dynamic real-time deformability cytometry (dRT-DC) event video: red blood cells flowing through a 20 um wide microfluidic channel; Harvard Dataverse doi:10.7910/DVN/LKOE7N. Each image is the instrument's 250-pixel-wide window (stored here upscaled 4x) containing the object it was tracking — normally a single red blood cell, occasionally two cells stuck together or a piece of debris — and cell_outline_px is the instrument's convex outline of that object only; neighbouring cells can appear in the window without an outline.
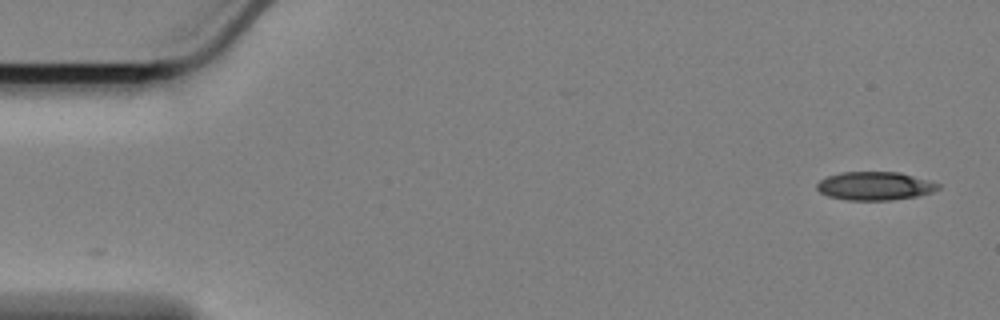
{"species": "Egyptian fruit bat (a non-hibernating species)", "species_latin": "Rousettus aegyptiacus", "temperature_condition": "cold", "stored_images_in_passage": 57, "camera_frame_rate_fps": 3000, "um_per_image_px": 0.085, "animal": {"sex": "female"}, "frame": {"image": 1, "passage_image": 1, "time_ms": 0.0, "image_size_px": [1000, 320], "cell_outline_px": [[940, 188], [932, 192], [916, 196], [888, 200], [848, 200], [828, 196], [820, 192], [816, 188], [816, 184], [820, 180], [828, 176], [840, 172], [900, 172], [940, 184]], "centroid_in_image_um": [74.34, 15.8], "position_along_channel_um": 10.7, "area_um2": 19.94}}
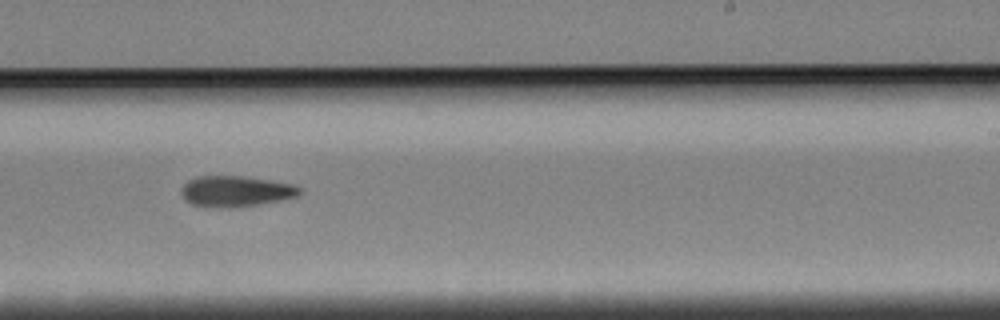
{"frame": {"image": 2, "passage_image": 34, "time_ms": 11.0, "image_size_px": [1000, 320], "cell_outline_px": [[300, 192], [296, 196], [280, 200], [260, 204], [232, 208], [204, 208], [192, 204], [184, 200], [180, 192], [180, 188], [188, 180], [196, 176], [240, 176], [268, 180], [292, 184], [300, 188]], "centroid_in_image_um": [19.94, 16.28], "position_along_channel_um": 269.1, "area_um2": 21.44}}
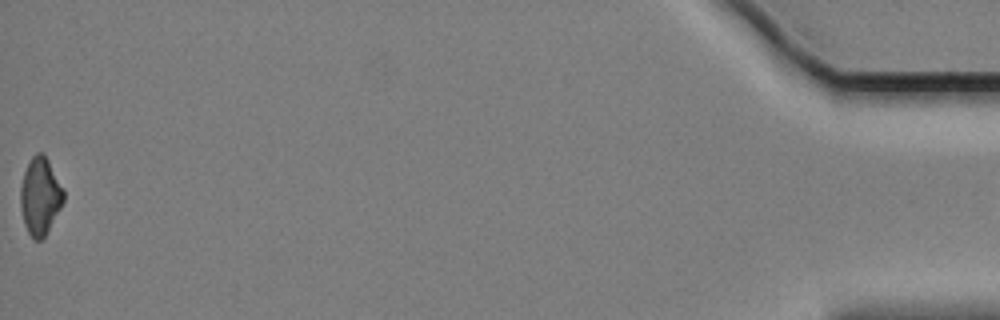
{"frame": {"image": 3, "passage_image": 57, "time_ms": 18.667, "image_size_px": [1000, 320], "cell_outline_px": [[64, 200], [60, 208], [44, 236], [40, 240], [32, 240], [24, 224], [20, 208], [20, 188], [24, 172], [32, 156], [36, 152], [44, 152], [64, 188]], "centroid_in_image_um": [3.41, 16.65], "position_along_channel_um": 431.8, "area_um2": 19.48}, "authors_computed_cell_mechanics": {"area_um2": 20.6346, "velocity_mm_per_s": 3.4001, "shape_relaxation_time_tau1_ms": 4.5468, "shape_relaxation_time_tau2_ms": null, "deformation_change_tau1": 0.1357, "deformation_change_tau2": null}}